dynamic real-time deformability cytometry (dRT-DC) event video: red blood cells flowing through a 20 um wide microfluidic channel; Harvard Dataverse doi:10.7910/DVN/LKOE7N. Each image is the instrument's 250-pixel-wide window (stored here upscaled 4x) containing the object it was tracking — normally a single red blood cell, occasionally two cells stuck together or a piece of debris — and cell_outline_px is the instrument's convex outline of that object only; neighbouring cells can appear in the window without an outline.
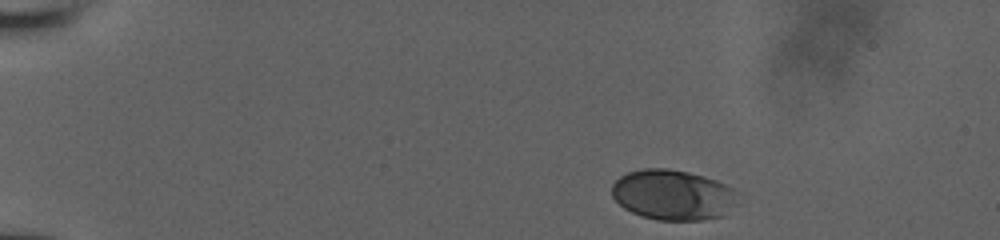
{"species": "human", "species_latin": "Homo sapiens", "temperature_condition": "room temperature", "stored_images_in_passage": 10, "camera_frame_rate_fps": 3000, "um_per_image_px": 0.085, "donor": {"sex": "male"}, "frame": {"image": 1, "passage_image": 1, "time_ms": 0.0, "image_size_px": [1000, 240], "cell_outline_px": [[732, 188], [724, 216], [700, 220], [656, 220], [640, 216], [624, 208], [612, 196], [612, 184], [620, 176], [628, 172], [644, 168], [664, 168], [688, 172], [724, 184]], "centroid_in_image_um": [57.03, 16.56], "position_along_channel_um": 28.0, "area_um2": 35.72}}
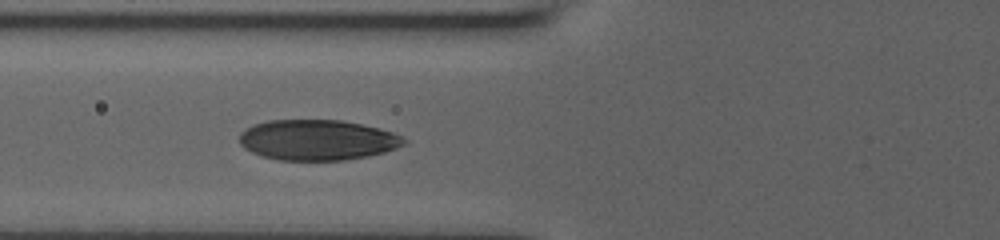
{"frame": {"image": 2, "passage_image": 7, "time_ms": 4.667, "image_size_px": [1000, 240], "cell_outline_px": [[408, 140], [404, 144], [396, 148], [384, 152], [368, 156], [344, 160], [276, 160], [260, 156], [244, 148], [240, 144], [240, 132], [252, 124], [268, 120], [340, 120], [380, 128], [392, 132]], "centroid_in_image_um": [26.95, 11.9], "position_along_channel_um": 98.9, "area_um2": 38.96}}
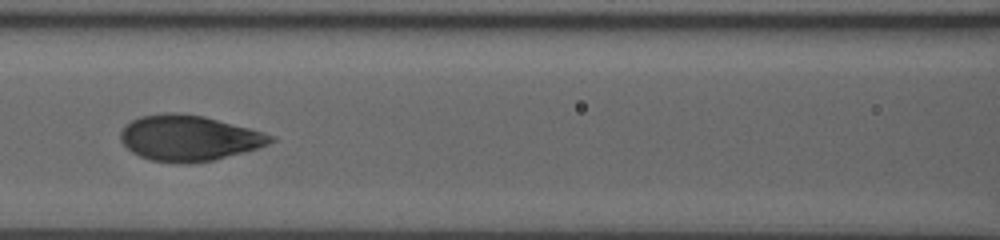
{"frame": {"image": 3, "passage_image": 9, "time_ms": 6.0, "image_size_px": [1000, 240], "cell_outline_px": [[276, 140], [268, 144], [256, 148], [212, 160], [188, 164], [172, 164], [152, 160], [140, 156], [132, 152], [120, 140], [120, 132], [124, 124], [140, 116], [164, 112], [172, 112], [204, 116], [248, 128], [276, 136]], "centroid_in_image_um": [16.01, 11.73], "position_along_channel_um": 150.6, "area_um2": 39.88}}